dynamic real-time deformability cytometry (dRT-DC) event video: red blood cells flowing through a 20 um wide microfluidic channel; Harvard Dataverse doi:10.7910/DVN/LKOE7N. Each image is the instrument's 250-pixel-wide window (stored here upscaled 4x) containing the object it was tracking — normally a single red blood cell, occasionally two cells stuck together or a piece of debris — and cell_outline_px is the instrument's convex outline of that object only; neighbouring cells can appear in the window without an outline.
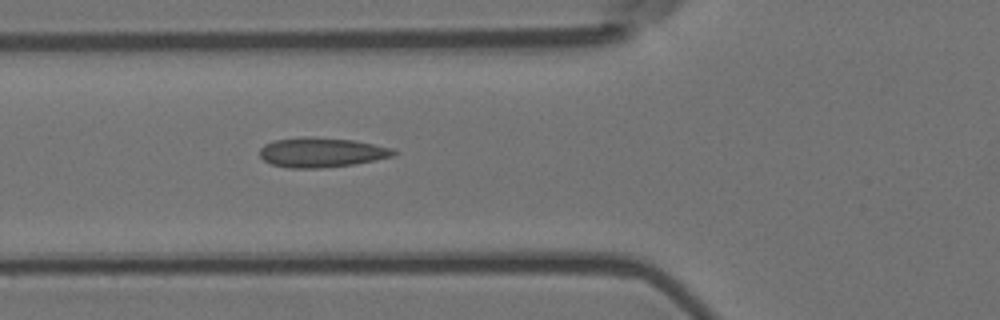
{"species": "Egyptian fruit bat (a non-hibernating species)", "species_latin": "Rousettus aegyptiacus", "temperature_condition": "room temperature", "stored_images_in_passage": 4, "camera_frame_rate_fps": 3000, "um_per_image_px": 0.085, "animal": {"sex": "female"}, "frame": {"image": 1, "passage_image": 4, "time_ms": 1.0, "image_size_px": [1000, 320], "cell_outline_px": [[400, 152], [392, 156], [376, 160], [352, 164], [320, 168], [288, 168], [272, 164], [264, 160], [260, 156], [260, 148], [264, 144], [276, 140], [304, 136], [352, 140], [392, 148]], "centroid_in_image_um": [27.32, 12.95], "position_along_channel_um": 98.5, "area_um2": 23.0}}